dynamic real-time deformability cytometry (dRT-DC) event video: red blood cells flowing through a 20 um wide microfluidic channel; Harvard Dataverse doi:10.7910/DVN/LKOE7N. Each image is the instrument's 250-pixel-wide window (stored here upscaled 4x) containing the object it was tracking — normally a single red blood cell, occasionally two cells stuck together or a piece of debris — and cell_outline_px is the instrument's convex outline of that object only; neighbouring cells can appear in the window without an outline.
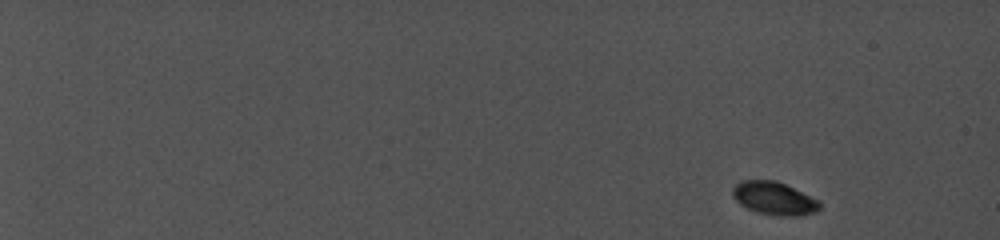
{"species": "common noctule bat (a hibernating species)", "species_latin": "Nyctalus noctula", "temperature_condition": "cold", "stored_images_in_passage": 22, "camera_frame_rate_fps": 5000, "um_per_image_px": 0.085, "animal": {"sex": "female", "body_mass_g": 19.0, "forearm_length_mm": 56.7}, "frame": {"image": 1, "passage_image": 1, "time_ms": 0.0, "image_size_px": [1000, 240], "cell_outline_px": [[820, 208], [816, 212], [804, 216], [776, 216], [756, 212], [740, 204], [736, 200], [732, 192], [736, 184], [744, 180], [776, 180], [820, 200]], "centroid_in_image_um": [65.85, 16.88], "position_along_channel_um": 19.2, "area_um2": 16.82}}
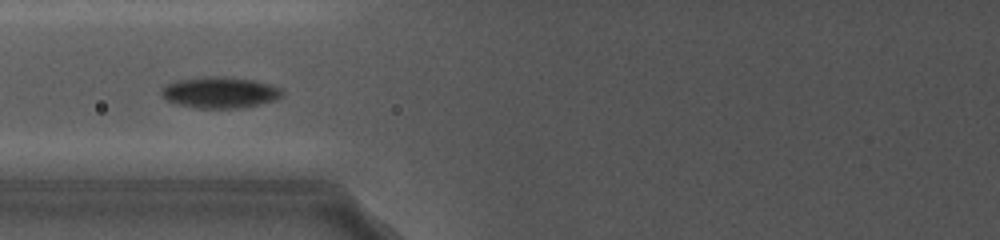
{"frame": {"image": 2, "passage_image": 10, "time_ms": 8.6, "image_size_px": [1000, 240], "cell_outline_px": [[284, 92], [280, 96], [272, 100], [240, 108], [196, 108], [180, 104], [168, 100], [160, 92], [168, 84], [176, 80], [204, 76], [220, 76], [252, 80], [280, 88]], "centroid_in_image_um": [18.66, 7.85], "position_along_channel_um": 107.1, "area_um2": 21.39}}
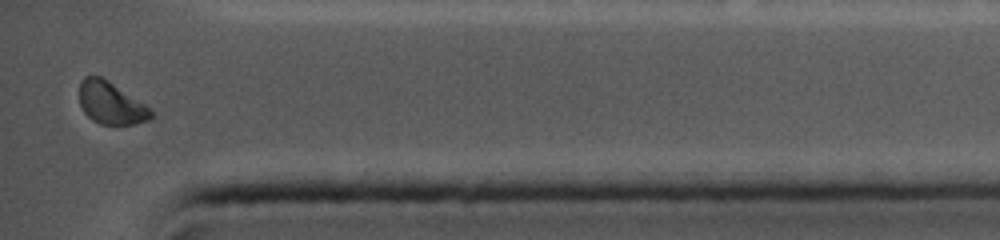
{"frame": {"image": 3, "passage_image": 22, "time_ms": 16.8, "image_size_px": [1000, 240], "cell_outline_px": [[152, 116], [148, 120], [136, 124], [100, 124], [92, 120], [84, 112], [80, 104], [80, 80], [84, 76], [100, 76], [108, 80], [144, 104], [152, 112]], "centroid_in_image_um": [9.39, 8.76], "position_along_channel_um": 425.8, "area_um2": 17.4}, "authors_computed_cell_mechanics": {"area_um2": 18.207, "velocity_mm_per_s": 3.893, "shape_relaxation_time_tau1_ms": 1.721, "shape_relaxation_time_tau2_ms": 1.5431, "deformation_change_tau1": 0.0866, "deformation_change_tau2": 0.0282}}